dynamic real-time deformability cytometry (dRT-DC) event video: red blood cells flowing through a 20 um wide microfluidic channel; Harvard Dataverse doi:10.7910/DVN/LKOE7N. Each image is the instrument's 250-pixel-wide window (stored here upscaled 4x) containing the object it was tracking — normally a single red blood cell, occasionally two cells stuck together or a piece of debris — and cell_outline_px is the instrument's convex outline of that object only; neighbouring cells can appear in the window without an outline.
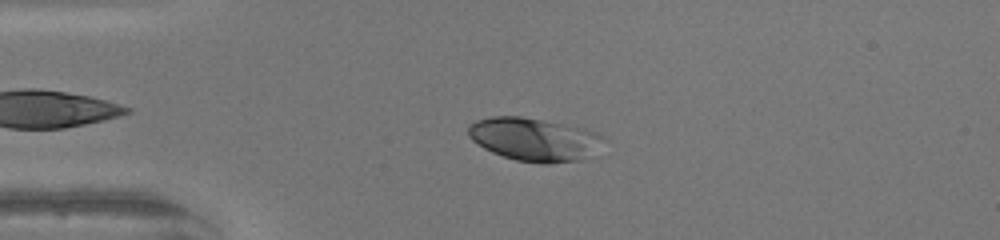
{"species": "human", "species_latin": "Homo sapiens", "temperature_condition": "warm", "stored_images_in_passage": 48, "camera_frame_rate_fps": 3000, "um_per_image_px": 0.085, "donor": {"sex": "female"}, "frame": {"image": 1, "passage_image": 11, "time_ms": 3.333, "image_size_px": [1000, 240], "cell_outline_px": [[608, 140], [576, 160], [548, 164], [544, 164], [516, 160], [492, 152], [484, 148], [472, 140], [468, 136], [468, 124], [476, 120], [492, 116], [520, 116], [584, 128], [596, 132], [604, 136]], "centroid_in_image_um": [45.35, 11.82], "position_along_channel_um": 39.7, "area_um2": 33.58}}
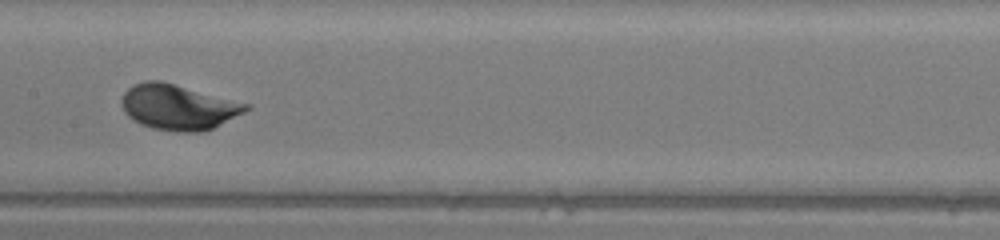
{"frame": {"image": 2, "passage_image": 24, "time_ms": 7.667, "image_size_px": [1000, 240], "cell_outline_px": [[252, 108], [212, 128], [200, 132], [176, 132], [152, 128], [140, 124], [128, 116], [124, 112], [120, 104], [120, 100], [124, 92], [132, 84], [144, 80], [160, 80], [252, 104]], "centroid_in_image_um": [15.13, 9.09], "position_along_channel_um": 192.3, "area_um2": 33.18}}
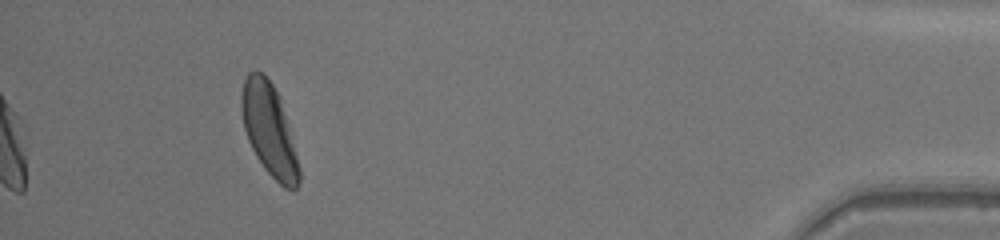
{"frame": {"image": 3, "passage_image": 44, "time_ms": 14.333, "image_size_px": [1000, 240], "cell_outline_px": [[300, 180], [296, 188], [292, 192], [284, 188], [264, 168], [256, 156], [248, 140], [244, 128], [240, 108], [240, 96], [244, 80], [248, 72], [256, 68], [264, 72], [280, 96], [300, 168]], "centroid_in_image_um": [22.86, 10.99], "position_along_channel_um": 412.3, "area_um2": 31.1}, "authors_computed_cell_mechanics": {"area_um2": 31.7033, "velocity_mm_per_s": 4.2611, "shape_relaxation_time_tau1_ms": 1.4343, "shape_relaxation_time_tau2_ms": null, "deformation_change_tau1": 0.1332, "deformation_change_tau2": null}}